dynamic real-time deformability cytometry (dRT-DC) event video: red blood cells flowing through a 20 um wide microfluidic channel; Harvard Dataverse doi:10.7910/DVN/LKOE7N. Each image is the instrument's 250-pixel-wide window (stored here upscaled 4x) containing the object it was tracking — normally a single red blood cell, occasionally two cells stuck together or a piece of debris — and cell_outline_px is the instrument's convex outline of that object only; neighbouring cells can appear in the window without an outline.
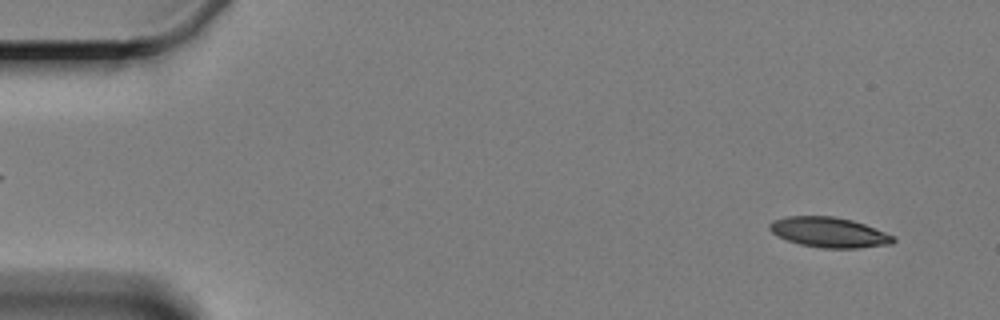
{"species": "Egyptian fruit bat (a non-hibernating species)", "species_latin": "Rousettus aegyptiacus", "temperature_condition": "cold", "stored_images_in_passage": 6, "camera_frame_rate_fps": 3000, "um_per_image_px": 0.085, "animal": {"sex": "female"}, "frame": {"image": 1, "passage_image": 1, "time_ms": 0.0, "image_size_px": [1000, 320], "cell_outline_px": [[896, 240], [892, 244], [860, 248], [820, 248], [800, 244], [776, 236], [768, 228], [768, 224], [772, 220], [788, 216], [832, 216], [852, 220], [864, 224], [896, 236]], "centroid_in_image_um": [70.47, 19.75], "position_along_channel_um": 14.5, "area_um2": 21.91}}
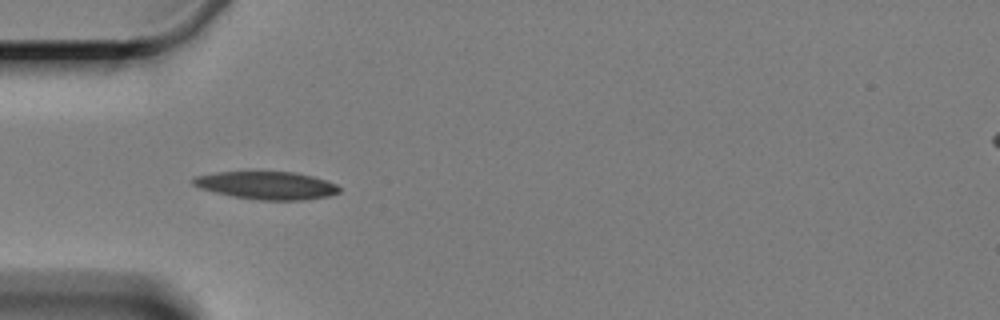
{"frame": {"image": 2, "passage_image": 5, "time_ms": 4.667, "image_size_px": [1000, 320], "cell_outline_px": [[340, 192], [328, 196], [304, 200], [256, 200], [232, 196], [200, 188], [192, 184], [192, 176], [216, 172], [296, 172], [312, 176], [336, 184], [340, 188]], "centroid_in_image_um": [22.65, 15.76], "position_along_channel_um": 62.4, "area_um2": 23.7}}
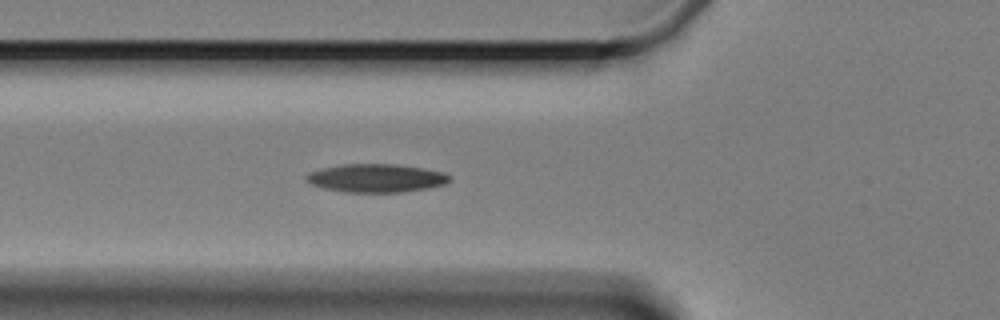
{"frame": {"image": 3, "passage_image": 6, "time_ms": 5.667, "image_size_px": [1000, 320], "cell_outline_px": [[452, 180], [448, 184], [428, 188], [404, 192], [344, 192], [324, 188], [312, 184], [304, 180], [304, 176], [308, 172], [320, 168], [344, 164], [396, 164], [444, 172], [452, 176]], "centroid_in_image_um": [31.99, 15.14], "position_along_channel_um": 93.8, "area_um2": 23.93}}